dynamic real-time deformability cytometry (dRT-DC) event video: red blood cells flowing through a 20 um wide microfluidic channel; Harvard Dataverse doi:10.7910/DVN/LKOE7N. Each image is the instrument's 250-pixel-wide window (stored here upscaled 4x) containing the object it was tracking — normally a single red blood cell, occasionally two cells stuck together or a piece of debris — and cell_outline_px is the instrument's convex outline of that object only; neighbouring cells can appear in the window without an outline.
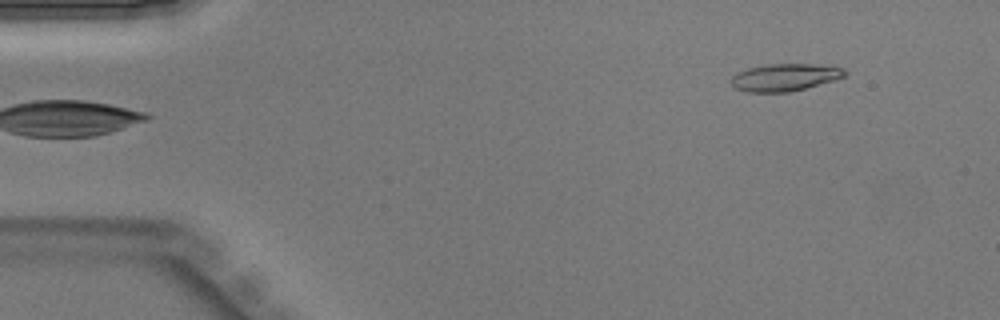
{"species": "Egyptian fruit bat (a non-hibernating species)", "species_latin": "Rousettus aegyptiacus", "temperature_condition": "warm", "stored_images_in_passage": 40, "camera_frame_rate_fps": 3000, "um_per_image_px": 0.085, "animal": {"sex": "male"}, "frame": {"image": 1, "passage_image": 1, "time_ms": 0.0, "image_size_px": [1000, 320], "cell_outline_px": [[848, 72], [844, 76], [832, 80], [804, 88], [788, 92], [748, 92], [736, 88], [728, 80], [736, 72], [748, 68], [768, 64], [812, 64], [844, 68]], "centroid_in_image_um": [66.65, 6.56], "position_along_channel_um": 18.3, "area_um2": 17.92}}
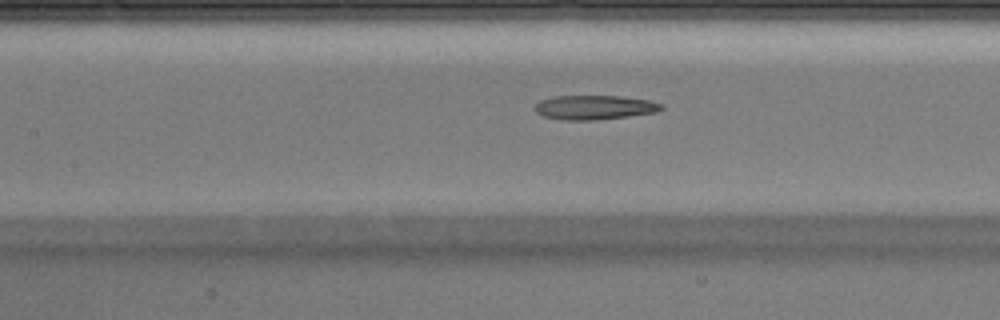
{"frame": {"image": 2, "passage_image": 16, "time_ms": 5.0, "image_size_px": [1000, 320], "cell_outline_px": [[664, 108], [656, 112], [628, 116], [596, 120], [564, 120], [544, 116], [536, 112], [536, 104], [540, 100], [552, 96], [620, 96], [648, 100], [664, 104]], "centroid_in_image_um": [50.55, 9.12], "position_along_channel_um": 156.9, "area_um2": 17.86}}
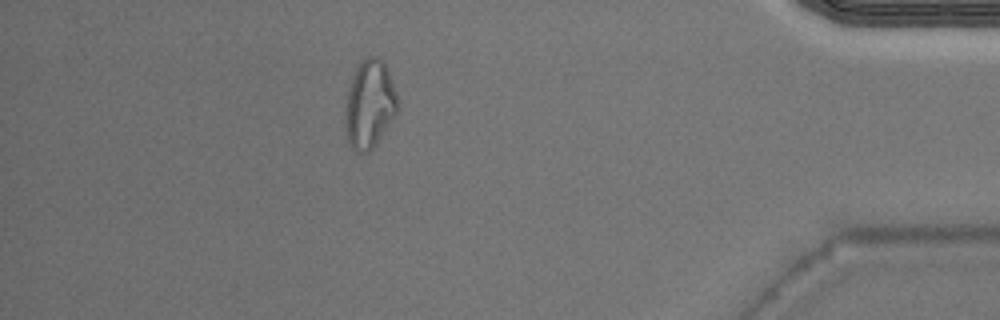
{"frame": {"image": 3, "passage_image": 35, "time_ms": 11.333, "image_size_px": [1000, 320], "cell_outline_px": [[396, 116], [376, 144], [368, 152], [360, 152], [352, 148], [348, 140], [344, 128], [344, 120], [348, 88], [352, 76], [356, 68], [368, 56], [380, 56], [384, 60], [396, 92]], "centroid_in_image_um": [31.4, 8.86], "position_along_channel_um": 403.8, "area_um2": 26.88}}